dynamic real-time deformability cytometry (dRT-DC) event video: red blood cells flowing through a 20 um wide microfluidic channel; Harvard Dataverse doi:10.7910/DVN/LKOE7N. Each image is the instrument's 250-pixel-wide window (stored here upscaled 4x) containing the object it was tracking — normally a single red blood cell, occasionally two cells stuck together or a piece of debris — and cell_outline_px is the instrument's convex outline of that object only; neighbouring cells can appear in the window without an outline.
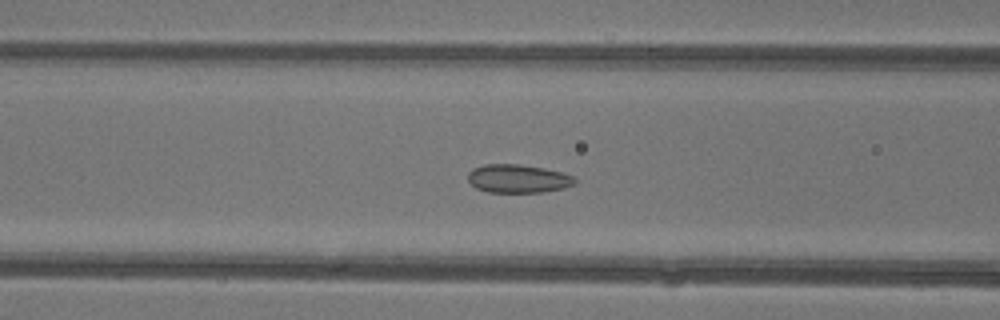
{"species": "common noctule bat (a hibernating species)", "species_latin": "Nyctalus noctula", "temperature_condition": "warm", "stored_images_in_passage": 40, "camera_frame_rate_fps": 3000, "um_per_image_px": 0.085, "animal": {"sex": "female"}, "frame": {"image": 1, "passage_image": 18, "time_ms": 5.667, "image_size_px": [1000, 320], "cell_outline_px": [[576, 184], [564, 188], [540, 192], [488, 192], [476, 188], [468, 180], [468, 172], [472, 168], [484, 164], [520, 164], [544, 168], [564, 172], [572, 176], [576, 180]], "centroid_in_image_um": [44.03, 15.17], "position_along_channel_um": 122.6, "area_um2": 17.8}}
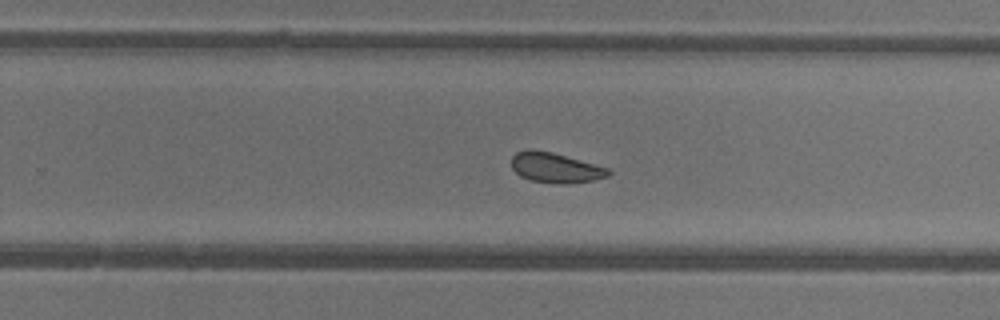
{"frame": {"image": 2, "passage_image": 29, "time_ms": 9.333, "image_size_px": [1000, 320], "cell_outline_px": [[612, 172], [608, 176], [592, 180], [564, 184], [556, 184], [532, 180], [520, 176], [512, 168], [512, 156], [516, 152], [528, 148], [532, 148], [552, 152], [608, 168]], "centroid_in_image_um": [47.18, 14.24], "position_along_channel_um": 282.6, "area_um2": 16.94}}
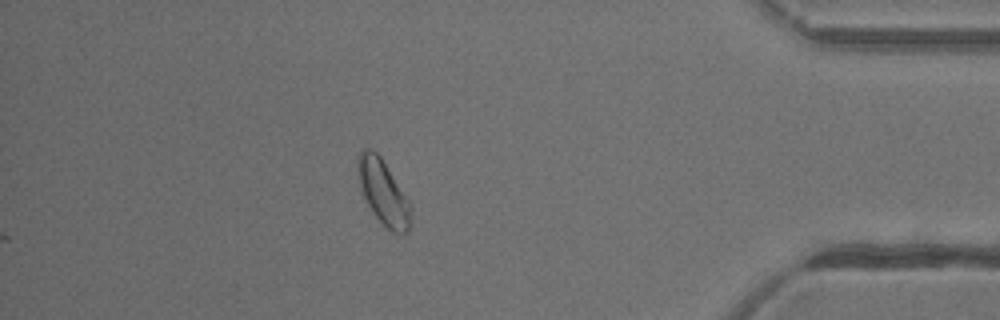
{"frame": {"image": 3, "passage_image": 40, "time_ms": 13.0, "image_size_px": [1000, 320], "cell_outline_px": [[412, 204], [408, 232], [400, 236], [392, 232], [376, 216], [368, 204], [360, 188], [356, 164], [356, 160], [360, 152], [364, 148], [372, 148], [380, 156]], "centroid_in_image_um": [32.58, 16.33], "position_along_channel_um": 402.6, "area_um2": 20.0}, "authors_computed_cell_mechanics": {"area_um2": 18.0336, "velocity_mm_per_s": 4.3739, "shape_relaxation_time_tau1_ms": 9.1889, "shape_relaxation_time_tau2_ms": 1.7675, "deformation_change_tau1": 0.0846, "deformation_change_tau2": 0.0666}}